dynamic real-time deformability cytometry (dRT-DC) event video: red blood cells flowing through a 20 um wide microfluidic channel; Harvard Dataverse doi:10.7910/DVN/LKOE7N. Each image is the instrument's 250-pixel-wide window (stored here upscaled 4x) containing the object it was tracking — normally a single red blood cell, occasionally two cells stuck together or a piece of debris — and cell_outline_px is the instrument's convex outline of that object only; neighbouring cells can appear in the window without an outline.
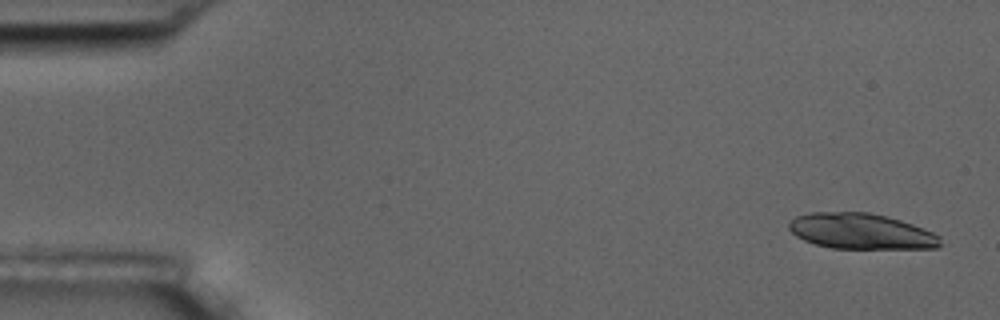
{"species": "common noctule bat (a hibernating species)", "species_latin": "Nyctalus noctula", "temperature_condition": "room temperature", "stored_images_in_passage": 5, "camera_frame_rate_fps": 3000, "um_per_image_px": 0.085, "animal": {"sex": "male", "body_mass_g": 17.5, "forearm_length_mm": 52.3}, "frame": {"image": 1, "passage_image": 1, "time_ms": 0.0, "image_size_px": [1000, 320], "cell_outline_px": [[940, 244], [936, 248], [832, 248], [816, 244], [804, 240], [796, 236], [788, 228], [788, 224], [796, 216], [808, 212], [868, 212], [888, 216], [912, 224], [932, 232], [940, 236]], "centroid_in_image_um": [73.16, 19.65], "position_along_channel_um": 11.8, "area_um2": 31.33}}